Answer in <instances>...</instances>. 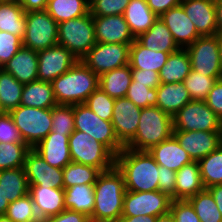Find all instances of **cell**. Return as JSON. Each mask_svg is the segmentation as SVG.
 Masks as SVG:
<instances>
[{"instance_id": "cell-1", "label": "cell", "mask_w": 222, "mask_h": 222, "mask_svg": "<svg viewBox=\"0 0 222 222\" xmlns=\"http://www.w3.org/2000/svg\"><path fill=\"white\" fill-rule=\"evenodd\" d=\"M115 166L123 175L126 190L133 192L158 190V164L149 151L124 147L115 156Z\"/></svg>"}, {"instance_id": "cell-2", "label": "cell", "mask_w": 222, "mask_h": 222, "mask_svg": "<svg viewBox=\"0 0 222 222\" xmlns=\"http://www.w3.org/2000/svg\"><path fill=\"white\" fill-rule=\"evenodd\" d=\"M125 193L124 178L116 166L102 171L94 184L95 205L90 222H117L123 213Z\"/></svg>"}, {"instance_id": "cell-3", "label": "cell", "mask_w": 222, "mask_h": 222, "mask_svg": "<svg viewBox=\"0 0 222 222\" xmlns=\"http://www.w3.org/2000/svg\"><path fill=\"white\" fill-rule=\"evenodd\" d=\"M51 84L58 105H77L85 103L89 95L99 87V76L78 60Z\"/></svg>"}, {"instance_id": "cell-4", "label": "cell", "mask_w": 222, "mask_h": 222, "mask_svg": "<svg viewBox=\"0 0 222 222\" xmlns=\"http://www.w3.org/2000/svg\"><path fill=\"white\" fill-rule=\"evenodd\" d=\"M172 117L157 106L141 109L134 138L125 146L137 151H149L153 146L173 135Z\"/></svg>"}, {"instance_id": "cell-5", "label": "cell", "mask_w": 222, "mask_h": 222, "mask_svg": "<svg viewBox=\"0 0 222 222\" xmlns=\"http://www.w3.org/2000/svg\"><path fill=\"white\" fill-rule=\"evenodd\" d=\"M21 137L30 148L43 140L52 128V108L19 105L9 112Z\"/></svg>"}, {"instance_id": "cell-6", "label": "cell", "mask_w": 222, "mask_h": 222, "mask_svg": "<svg viewBox=\"0 0 222 222\" xmlns=\"http://www.w3.org/2000/svg\"><path fill=\"white\" fill-rule=\"evenodd\" d=\"M68 144L72 162L93 166L101 172L115 166V155L86 132L74 130Z\"/></svg>"}, {"instance_id": "cell-7", "label": "cell", "mask_w": 222, "mask_h": 222, "mask_svg": "<svg viewBox=\"0 0 222 222\" xmlns=\"http://www.w3.org/2000/svg\"><path fill=\"white\" fill-rule=\"evenodd\" d=\"M58 44L82 60L96 44L93 16L88 12L82 17L59 23Z\"/></svg>"}, {"instance_id": "cell-8", "label": "cell", "mask_w": 222, "mask_h": 222, "mask_svg": "<svg viewBox=\"0 0 222 222\" xmlns=\"http://www.w3.org/2000/svg\"><path fill=\"white\" fill-rule=\"evenodd\" d=\"M75 130L86 132L104 144L115 156L124 148L118 141L111 121L97 116L86 104L74 105Z\"/></svg>"}, {"instance_id": "cell-9", "label": "cell", "mask_w": 222, "mask_h": 222, "mask_svg": "<svg viewBox=\"0 0 222 222\" xmlns=\"http://www.w3.org/2000/svg\"><path fill=\"white\" fill-rule=\"evenodd\" d=\"M173 131H222V120L205 101L192 100L173 117Z\"/></svg>"}, {"instance_id": "cell-10", "label": "cell", "mask_w": 222, "mask_h": 222, "mask_svg": "<svg viewBox=\"0 0 222 222\" xmlns=\"http://www.w3.org/2000/svg\"><path fill=\"white\" fill-rule=\"evenodd\" d=\"M58 44V23L46 10L26 12L23 46L41 51Z\"/></svg>"}, {"instance_id": "cell-11", "label": "cell", "mask_w": 222, "mask_h": 222, "mask_svg": "<svg viewBox=\"0 0 222 222\" xmlns=\"http://www.w3.org/2000/svg\"><path fill=\"white\" fill-rule=\"evenodd\" d=\"M189 54L191 69L204 76L222 79L221 60L217 36L199 37L185 48Z\"/></svg>"}, {"instance_id": "cell-12", "label": "cell", "mask_w": 222, "mask_h": 222, "mask_svg": "<svg viewBox=\"0 0 222 222\" xmlns=\"http://www.w3.org/2000/svg\"><path fill=\"white\" fill-rule=\"evenodd\" d=\"M129 44L96 42L81 60L92 72L101 74L129 64Z\"/></svg>"}, {"instance_id": "cell-13", "label": "cell", "mask_w": 222, "mask_h": 222, "mask_svg": "<svg viewBox=\"0 0 222 222\" xmlns=\"http://www.w3.org/2000/svg\"><path fill=\"white\" fill-rule=\"evenodd\" d=\"M171 201L167 194L159 190L144 192L126 190L121 217L162 216L169 213Z\"/></svg>"}, {"instance_id": "cell-14", "label": "cell", "mask_w": 222, "mask_h": 222, "mask_svg": "<svg viewBox=\"0 0 222 222\" xmlns=\"http://www.w3.org/2000/svg\"><path fill=\"white\" fill-rule=\"evenodd\" d=\"M24 170L28 185L64 189L63 169L48 164L33 148L26 154Z\"/></svg>"}, {"instance_id": "cell-15", "label": "cell", "mask_w": 222, "mask_h": 222, "mask_svg": "<svg viewBox=\"0 0 222 222\" xmlns=\"http://www.w3.org/2000/svg\"><path fill=\"white\" fill-rule=\"evenodd\" d=\"M38 80L52 82L68 71L78 59L64 46L55 45L37 52Z\"/></svg>"}, {"instance_id": "cell-16", "label": "cell", "mask_w": 222, "mask_h": 222, "mask_svg": "<svg viewBox=\"0 0 222 222\" xmlns=\"http://www.w3.org/2000/svg\"><path fill=\"white\" fill-rule=\"evenodd\" d=\"M141 108L126 97L115 99L112 125L118 141L125 147L135 136Z\"/></svg>"}, {"instance_id": "cell-17", "label": "cell", "mask_w": 222, "mask_h": 222, "mask_svg": "<svg viewBox=\"0 0 222 222\" xmlns=\"http://www.w3.org/2000/svg\"><path fill=\"white\" fill-rule=\"evenodd\" d=\"M192 161H199L222 144V131H173Z\"/></svg>"}, {"instance_id": "cell-18", "label": "cell", "mask_w": 222, "mask_h": 222, "mask_svg": "<svg viewBox=\"0 0 222 222\" xmlns=\"http://www.w3.org/2000/svg\"><path fill=\"white\" fill-rule=\"evenodd\" d=\"M93 22L96 42L131 45L136 40L123 15L93 17Z\"/></svg>"}, {"instance_id": "cell-19", "label": "cell", "mask_w": 222, "mask_h": 222, "mask_svg": "<svg viewBox=\"0 0 222 222\" xmlns=\"http://www.w3.org/2000/svg\"><path fill=\"white\" fill-rule=\"evenodd\" d=\"M181 5L201 37L218 33L214 0H183Z\"/></svg>"}, {"instance_id": "cell-20", "label": "cell", "mask_w": 222, "mask_h": 222, "mask_svg": "<svg viewBox=\"0 0 222 222\" xmlns=\"http://www.w3.org/2000/svg\"><path fill=\"white\" fill-rule=\"evenodd\" d=\"M159 18L167 26L179 48H186L201 37L181 4L172 7Z\"/></svg>"}, {"instance_id": "cell-21", "label": "cell", "mask_w": 222, "mask_h": 222, "mask_svg": "<svg viewBox=\"0 0 222 222\" xmlns=\"http://www.w3.org/2000/svg\"><path fill=\"white\" fill-rule=\"evenodd\" d=\"M68 141L69 136L51 131L33 149L48 164L55 168L63 169L67 164L72 162Z\"/></svg>"}, {"instance_id": "cell-22", "label": "cell", "mask_w": 222, "mask_h": 222, "mask_svg": "<svg viewBox=\"0 0 222 222\" xmlns=\"http://www.w3.org/2000/svg\"><path fill=\"white\" fill-rule=\"evenodd\" d=\"M29 194L32 196L36 214L40 220L56 216L66 209L64 189L29 185Z\"/></svg>"}, {"instance_id": "cell-23", "label": "cell", "mask_w": 222, "mask_h": 222, "mask_svg": "<svg viewBox=\"0 0 222 222\" xmlns=\"http://www.w3.org/2000/svg\"><path fill=\"white\" fill-rule=\"evenodd\" d=\"M2 69L23 85L38 80L37 51L22 46Z\"/></svg>"}, {"instance_id": "cell-24", "label": "cell", "mask_w": 222, "mask_h": 222, "mask_svg": "<svg viewBox=\"0 0 222 222\" xmlns=\"http://www.w3.org/2000/svg\"><path fill=\"white\" fill-rule=\"evenodd\" d=\"M149 153L158 165L177 172L181 167L192 162L189 154L181 147L174 135L158 145L153 146Z\"/></svg>"}, {"instance_id": "cell-25", "label": "cell", "mask_w": 222, "mask_h": 222, "mask_svg": "<svg viewBox=\"0 0 222 222\" xmlns=\"http://www.w3.org/2000/svg\"><path fill=\"white\" fill-rule=\"evenodd\" d=\"M190 101L192 98L183 82L160 84L157 88L156 106L171 117Z\"/></svg>"}, {"instance_id": "cell-26", "label": "cell", "mask_w": 222, "mask_h": 222, "mask_svg": "<svg viewBox=\"0 0 222 222\" xmlns=\"http://www.w3.org/2000/svg\"><path fill=\"white\" fill-rule=\"evenodd\" d=\"M136 40L143 47L155 52L160 51L170 54L179 49L171 32L159 17L154 21L148 31L141 34Z\"/></svg>"}, {"instance_id": "cell-27", "label": "cell", "mask_w": 222, "mask_h": 222, "mask_svg": "<svg viewBox=\"0 0 222 222\" xmlns=\"http://www.w3.org/2000/svg\"><path fill=\"white\" fill-rule=\"evenodd\" d=\"M204 189L197 161L184 165L176 172L175 200H188Z\"/></svg>"}, {"instance_id": "cell-28", "label": "cell", "mask_w": 222, "mask_h": 222, "mask_svg": "<svg viewBox=\"0 0 222 222\" xmlns=\"http://www.w3.org/2000/svg\"><path fill=\"white\" fill-rule=\"evenodd\" d=\"M123 16L135 39L148 31L158 18L150 9L146 0H130Z\"/></svg>"}, {"instance_id": "cell-29", "label": "cell", "mask_w": 222, "mask_h": 222, "mask_svg": "<svg viewBox=\"0 0 222 222\" xmlns=\"http://www.w3.org/2000/svg\"><path fill=\"white\" fill-rule=\"evenodd\" d=\"M191 71L190 57L185 48H179L170 53L165 65L159 72L161 84L178 83L189 75Z\"/></svg>"}, {"instance_id": "cell-30", "label": "cell", "mask_w": 222, "mask_h": 222, "mask_svg": "<svg viewBox=\"0 0 222 222\" xmlns=\"http://www.w3.org/2000/svg\"><path fill=\"white\" fill-rule=\"evenodd\" d=\"M168 56L167 52L149 50L135 40L129 49V65L132 69L151 70L159 73Z\"/></svg>"}, {"instance_id": "cell-31", "label": "cell", "mask_w": 222, "mask_h": 222, "mask_svg": "<svg viewBox=\"0 0 222 222\" xmlns=\"http://www.w3.org/2000/svg\"><path fill=\"white\" fill-rule=\"evenodd\" d=\"M20 105L36 108H53L58 105L51 82L36 80L24 84Z\"/></svg>"}, {"instance_id": "cell-32", "label": "cell", "mask_w": 222, "mask_h": 222, "mask_svg": "<svg viewBox=\"0 0 222 222\" xmlns=\"http://www.w3.org/2000/svg\"><path fill=\"white\" fill-rule=\"evenodd\" d=\"M132 81V68L125 65L99 76V87L111 98L125 97Z\"/></svg>"}, {"instance_id": "cell-33", "label": "cell", "mask_w": 222, "mask_h": 222, "mask_svg": "<svg viewBox=\"0 0 222 222\" xmlns=\"http://www.w3.org/2000/svg\"><path fill=\"white\" fill-rule=\"evenodd\" d=\"M26 12L17 1H0V31L20 37L25 35Z\"/></svg>"}, {"instance_id": "cell-34", "label": "cell", "mask_w": 222, "mask_h": 222, "mask_svg": "<svg viewBox=\"0 0 222 222\" xmlns=\"http://www.w3.org/2000/svg\"><path fill=\"white\" fill-rule=\"evenodd\" d=\"M65 208L91 217L95 205L94 184L65 188Z\"/></svg>"}, {"instance_id": "cell-35", "label": "cell", "mask_w": 222, "mask_h": 222, "mask_svg": "<svg viewBox=\"0 0 222 222\" xmlns=\"http://www.w3.org/2000/svg\"><path fill=\"white\" fill-rule=\"evenodd\" d=\"M0 186L9 203L29 193L24 167L0 170Z\"/></svg>"}, {"instance_id": "cell-36", "label": "cell", "mask_w": 222, "mask_h": 222, "mask_svg": "<svg viewBox=\"0 0 222 222\" xmlns=\"http://www.w3.org/2000/svg\"><path fill=\"white\" fill-rule=\"evenodd\" d=\"M46 11L59 24L86 15L89 0H48Z\"/></svg>"}, {"instance_id": "cell-37", "label": "cell", "mask_w": 222, "mask_h": 222, "mask_svg": "<svg viewBox=\"0 0 222 222\" xmlns=\"http://www.w3.org/2000/svg\"><path fill=\"white\" fill-rule=\"evenodd\" d=\"M24 85L0 68V112L9 113L21 103Z\"/></svg>"}, {"instance_id": "cell-38", "label": "cell", "mask_w": 222, "mask_h": 222, "mask_svg": "<svg viewBox=\"0 0 222 222\" xmlns=\"http://www.w3.org/2000/svg\"><path fill=\"white\" fill-rule=\"evenodd\" d=\"M202 183L205 189L222 184V144L198 161Z\"/></svg>"}, {"instance_id": "cell-39", "label": "cell", "mask_w": 222, "mask_h": 222, "mask_svg": "<svg viewBox=\"0 0 222 222\" xmlns=\"http://www.w3.org/2000/svg\"><path fill=\"white\" fill-rule=\"evenodd\" d=\"M100 173L93 166L71 162L63 168L64 189L75 185L95 184Z\"/></svg>"}, {"instance_id": "cell-40", "label": "cell", "mask_w": 222, "mask_h": 222, "mask_svg": "<svg viewBox=\"0 0 222 222\" xmlns=\"http://www.w3.org/2000/svg\"><path fill=\"white\" fill-rule=\"evenodd\" d=\"M201 222H222V214L211 193L204 189L188 199Z\"/></svg>"}, {"instance_id": "cell-41", "label": "cell", "mask_w": 222, "mask_h": 222, "mask_svg": "<svg viewBox=\"0 0 222 222\" xmlns=\"http://www.w3.org/2000/svg\"><path fill=\"white\" fill-rule=\"evenodd\" d=\"M30 149L26 143H0V170L24 167Z\"/></svg>"}, {"instance_id": "cell-42", "label": "cell", "mask_w": 222, "mask_h": 222, "mask_svg": "<svg viewBox=\"0 0 222 222\" xmlns=\"http://www.w3.org/2000/svg\"><path fill=\"white\" fill-rule=\"evenodd\" d=\"M5 215L13 222H40V218L36 214L32 196L29 193L11 202L7 207Z\"/></svg>"}, {"instance_id": "cell-43", "label": "cell", "mask_w": 222, "mask_h": 222, "mask_svg": "<svg viewBox=\"0 0 222 222\" xmlns=\"http://www.w3.org/2000/svg\"><path fill=\"white\" fill-rule=\"evenodd\" d=\"M216 81L214 77L204 76L191 69L183 84L192 100L204 101Z\"/></svg>"}, {"instance_id": "cell-44", "label": "cell", "mask_w": 222, "mask_h": 222, "mask_svg": "<svg viewBox=\"0 0 222 222\" xmlns=\"http://www.w3.org/2000/svg\"><path fill=\"white\" fill-rule=\"evenodd\" d=\"M74 130V105L54 106L52 108L51 131L70 136Z\"/></svg>"}, {"instance_id": "cell-45", "label": "cell", "mask_w": 222, "mask_h": 222, "mask_svg": "<svg viewBox=\"0 0 222 222\" xmlns=\"http://www.w3.org/2000/svg\"><path fill=\"white\" fill-rule=\"evenodd\" d=\"M115 99L106 94L100 87L87 98L86 104L97 116L106 121L113 117Z\"/></svg>"}, {"instance_id": "cell-46", "label": "cell", "mask_w": 222, "mask_h": 222, "mask_svg": "<svg viewBox=\"0 0 222 222\" xmlns=\"http://www.w3.org/2000/svg\"><path fill=\"white\" fill-rule=\"evenodd\" d=\"M125 97L141 109L156 106L157 89L149 88L145 84L136 81H131Z\"/></svg>"}, {"instance_id": "cell-47", "label": "cell", "mask_w": 222, "mask_h": 222, "mask_svg": "<svg viewBox=\"0 0 222 222\" xmlns=\"http://www.w3.org/2000/svg\"><path fill=\"white\" fill-rule=\"evenodd\" d=\"M130 0H89V13L93 17L123 15Z\"/></svg>"}, {"instance_id": "cell-48", "label": "cell", "mask_w": 222, "mask_h": 222, "mask_svg": "<svg viewBox=\"0 0 222 222\" xmlns=\"http://www.w3.org/2000/svg\"><path fill=\"white\" fill-rule=\"evenodd\" d=\"M23 46V40L11 33L0 31V68Z\"/></svg>"}, {"instance_id": "cell-49", "label": "cell", "mask_w": 222, "mask_h": 222, "mask_svg": "<svg viewBox=\"0 0 222 222\" xmlns=\"http://www.w3.org/2000/svg\"><path fill=\"white\" fill-rule=\"evenodd\" d=\"M169 212L175 222H201L188 200H172Z\"/></svg>"}, {"instance_id": "cell-50", "label": "cell", "mask_w": 222, "mask_h": 222, "mask_svg": "<svg viewBox=\"0 0 222 222\" xmlns=\"http://www.w3.org/2000/svg\"><path fill=\"white\" fill-rule=\"evenodd\" d=\"M24 143L9 113L0 112V143Z\"/></svg>"}, {"instance_id": "cell-51", "label": "cell", "mask_w": 222, "mask_h": 222, "mask_svg": "<svg viewBox=\"0 0 222 222\" xmlns=\"http://www.w3.org/2000/svg\"><path fill=\"white\" fill-rule=\"evenodd\" d=\"M158 170V190L175 200L176 172L161 165H158Z\"/></svg>"}, {"instance_id": "cell-52", "label": "cell", "mask_w": 222, "mask_h": 222, "mask_svg": "<svg viewBox=\"0 0 222 222\" xmlns=\"http://www.w3.org/2000/svg\"><path fill=\"white\" fill-rule=\"evenodd\" d=\"M204 101L222 120V79H219L214 83Z\"/></svg>"}, {"instance_id": "cell-53", "label": "cell", "mask_w": 222, "mask_h": 222, "mask_svg": "<svg viewBox=\"0 0 222 222\" xmlns=\"http://www.w3.org/2000/svg\"><path fill=\"white\" fill-rule=\"evenodd\" d=\"M132 81L145 84V86L155 89L161 84L159 73L151 70L132 69Z\"/></svg>"}, {"instance_id": "cell-54", "label": "cell", "mask_w": 222, "mask_h": 222, "mask_svg": "<svg viewBox=\"0 0 222 222\" xmlns=\"http://www.w3.org/2000/svg\"><path fill=\"white\" fill-rule=\"evenodd\" d=\"M40 222H90V219L83 213L65 209L58 215L42 219Z\"/></svg>"}, {"instance_id": "cell-55", "label": "cell", "mask_w": 222, "mask_h": 222, "mask_svg": "<svg viewBox=\"0 0 222 222\" xmlns=\"http://www.w3.org/2000/svg\"><path fill=\"white\" fill-rule=\"evenodd\" d=\"M148 6L153 13L160 17L163 13L171 9L172 7L178 6L183 0H146Z\"/></svg>"}, {"instance_id": "cell-56", "label": "cell", "mask_w": 222, "mask_h": 222, "mask_svg": "<svg viewBox=\"0 0 222 222\" xmlns=\"http://www.w3.org/2000/svg\"><path fill=\"white\" fill-rule=\"evenodd\" d=\"M25 12L46 10L48 0H16Z\"/></svg>"}, {"instance_id": "cell-57", "label": "cell", "mask_w": 222, "mask_h": 222, "mask_svg": "<svg viewBox=\"0 0 222 222\" xmlns=\"http://www.w3.org/2000/svg\"><path fill=\"white\" fill-rule=\"evenodd\" d=\"M207 190L213 196V199H214L215 203L217 204V208L222 214V184L221 185H213V186L207 188Z\"/></svg>"}, {"instance_id": "cell-58", "label": "cell", "mask_w": 222, "mask_h": 222, "mask_svg": "<svg viewBox=\"0 0 222 222\" xmlns=\"http://www.w3.org/2000/svg\"><path fill=\"white\" fill-rule=\"evenodd\" d=\"M156 217L150 215H138L133 217H120L117 222H155Z\"/></svg>"}, {"instance_id": "cell-59", "label": "cell", "mask_w": 222, "mask_h": 222, "mask_svg": "<svg viewBox=\"0 0 222 222\" xmlns=\"http://www.w3.org/2000/svg\"><path fill=\"white\" fill-rule=\"evenodd\" d=\"M217 16L218 32L222 33V0H214Z\"/></svg>"}, {"instance_id": "cell-60", "label": "cell", "mask_w": 222, "mask_h": 222, "mask_svg": "<svg viewBox=\"0 0 222 222\" xmlns=\"http://www.w3.org/2000/svg\"><path fill=\"white\" fill-rule=\"evenodd\" d=\"M9 204V201L4 196V192L2 190V187L0 186V215H5Z\"/></svg>"}, {"instance_id": "cell-61", "label": "cell", "mask_w": 222, "mask_h": 222, "mask_svg": "<svg viewBox=\"0 0 222 222\" xmlns=\"http://www.w3.org/2000/svg\"><path fill=\"white\" fill-rule=\"evenodd\" d=\"M155 222H175L173 216L169 213L162 215V216H157Z\"/></svg>"}, {"instance_id": "cell-62", "label": "cell", "mask_w": 222, "mask_h": 222, "mask_svg": "<svg viewBox=\"0 0 222 222\" xmlns=\"http://www.w3.org/2000/svg\"><path fill=\"white\" fill-rule=\"evenodd\" d=\"M217 40H218V47H219V55H220V60H221V69H222V33L218 32L216 34Z\"/></svg>"}, {"instance_id": "cell-63", "label": "cell", "mask_w": 222, "mask_h": 222, "mask_svg": "<svg viewBox=\"0 0 222 222\" xmlns=\"http://www.w3.org/2000/svg\"><path fill=\"white\" fill-rule=\"evenodd\" d=\"M0 222H13V221L6 215H0Z\"/></svg>"}, {"instance_id": "cell-64", "label": "cell", "mask_w": 222, "mask_h": 222, "mask_svg": "<svg viewBox=\"0 0 222 222\" xmlns=\"http://www.w3.org/2000/svg\"><path fill=\"white\" fill-rule=\"evenodd\" d=\"M0 1H16V0H0Z\"/></svg>"}]
</instances>
